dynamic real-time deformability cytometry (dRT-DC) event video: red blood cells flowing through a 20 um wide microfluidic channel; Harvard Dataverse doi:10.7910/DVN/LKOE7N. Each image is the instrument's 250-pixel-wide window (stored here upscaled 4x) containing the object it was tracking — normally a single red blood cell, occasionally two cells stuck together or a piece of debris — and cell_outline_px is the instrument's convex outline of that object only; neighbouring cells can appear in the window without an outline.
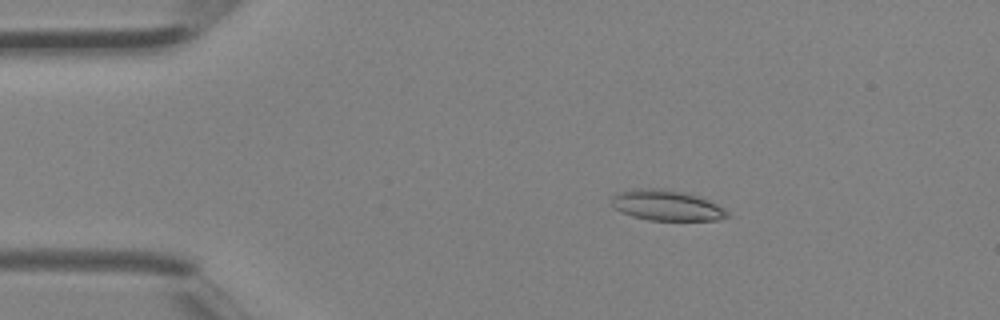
{"species": "Egyptian fruit bat (a non-hibernating species)", "species_latin": "Rousettus aegyptiacus", "temperature_condition": "room temperature", "stored_images_in_passage": 2, "camera_frame_rate_fps": 3000, "um_per_image_px": 0.085, "animal": {"sex": "female"}, "frame": {"image": 1, "passage_image": 1, "time_ms": 0.0, "image_size_px": [1000, 320], "cell_outline_px": [[732, 216], [716, 220], [648, 220], [632, 216], [612, 208], [612, 196], [616, 192], [632, 188], [664, 188], [684, 192], [708, 200], [724, 208]], "centroid_in_image_um": [56.62, 17.44], "position_along_channel_um": 28.4, "area_um2": 20.81}}